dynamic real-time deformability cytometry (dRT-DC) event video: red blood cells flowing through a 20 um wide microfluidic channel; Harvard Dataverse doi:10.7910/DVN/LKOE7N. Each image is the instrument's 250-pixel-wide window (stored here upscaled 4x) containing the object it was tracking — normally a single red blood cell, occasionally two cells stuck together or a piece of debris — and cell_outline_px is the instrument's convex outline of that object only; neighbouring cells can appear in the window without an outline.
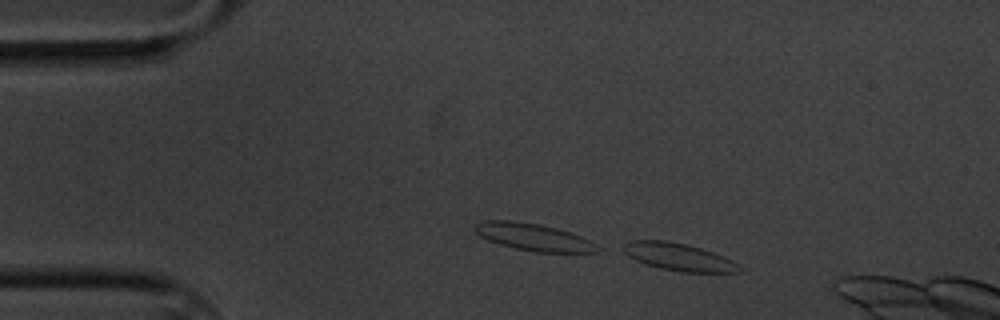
{"species": "common noctule bat (a hibernating species)", "species_latin": "Nyctalus noctula", "temperature_condition": "cold", "stored_images_in_passage": 3, "camera_frame_rate_fps": 3000, "um_per_image_px": 0.085, "animal": {"sex": "male", "body_mass_g": 20.1, "forearm_length_mm": 53.5}, "frame": {"image": 1, "passage_image": 3, "time_ms": 0.667, "image_size_px": [1000, 320], "cell_outline_px": [[748, 268], [744, 272], [680, 272], [660, 268], [644, 264], [628, 256], [624, 252], [624, 244], [628, 240], [668, 240], [688, 244], [724, 256]], "centroid_in_image_um": [57.76, 21.84], "position_along_channel_um": 27.2, "area_um2": 18.96}}